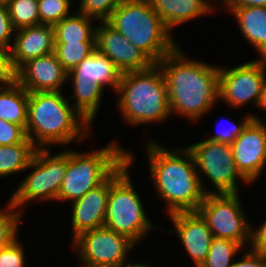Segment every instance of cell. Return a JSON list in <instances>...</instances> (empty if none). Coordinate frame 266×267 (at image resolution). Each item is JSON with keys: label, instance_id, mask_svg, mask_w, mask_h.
<instances>
[{"label": "cell", "instance_id": "cell-1", "mask_svg": "<svg viewBox=\"0 0 266 267\" xmlns=\"http://www.w3.org/2000/svg\"><path fill=\"white\" fill-rule=\"evenodd\" d=\"M178 46L158 62L168 90L170 113L197 121L219 99V66L193 60Z\"/></svg>", "mask_w": 266, "mask_h": 267}, {"label": "cell", "instance_id": "cell-2", "mask_svg": "<svg viewBox=\"0 0 266 267\" xmlns=\"http://www.w3.org/2000/svg\"><path fill=\"white\" fill-rule=\"evenodd\" d=\"M146 152L150 177L154 181L158 195L167 204V214L196 212L206 194L187 147L171 151L151 141L147 143Z\"/></svg>", "mask_w": 266, "mask_h": 267}, {"label": "cell", "instance_id": "cell-3", "mask_svg": "<svg viewBox=\"0 0 266 267\" xmlns=\"http://www.w3.org/2000/svg\"><path fill=\"white\" fill-rule=\"evenodd\" d=\"M90 126L61 91L29 93L25 130L36 148L83 140Z\"/></svg>", "mask_w": 266, "mask_h": 267}, {"label": "cell", "instance_id": "cell-4", "mask_svg": "<svg viewBox=\"0 0 266 267\" xmlns=\"http://www.w3.org/2000/svg\"><path fill=\"white\" fill-rule=\"evenodd\" d=\"M118 109L129 124L162 122L170 113L164 73L158 63L149 69L122 73L116 91Z\"/></svg>", "mask_w": 266, "mask_h": 267}, {"label": "cell", "instance_id": "cell-5", "mask_svg": "<svg viewBox=\"0 0 266 267\" xmlns=\"http://www.w3.org/2000/svg\"><path fill=\"white\" fill-rule=\"evenodd\" d=\"M106 22L154 63L179 46L149 0H125Z\"/></svg>", "mask_w": 266, "mask_h": 267}, {"label": "cell", "instance_id": "cell-6", "mask_svg": "<svg viewBox=\"0 0 266 267\" xmlns=\"http://www.w3.org/2000/svg\"><path fill=\"white\" fill-rule=\"evenodd\" d=\"M132 162V153L127 152V159L110 175L104 226L137 244L151 228L157 226L148 219L141 196L134 189L129 175Z\"/></svg>", "mask_w": 266, "mask_h": 267}, {"label": "cell", "instance_id": "cell-7", "mask_svg": "<svg viewBox=\"0 0 266 267\" xmlns=\"http://www.w3.org/2000/svg\"><path fill=\"white\" fill-rule=\"evenodd\" d=\"M111 142L91 152L68 150L67 170L58 194L59 201H74L102 184L126 159L128 150Z\"/></svg>", "mask_w": 266, "mask_h": 267}, {"label": "cell", "instance_id": "cell-8", "mask_svg": "<svg viewBox=\"0 0 266 267\" xmlns=\"http://www.w3.org/2000/svg\"><path fill=\"white\" fill-rule=\"evenodd\" d=\"M68 150L50 155L47 148H37L27 168H34L19 184L10 201L22 211L32 200H55L67 170Z\"/></svg>", "mask_w": 266, "mask_h": 267}, {"label": "cell", "instance_id": "cell-9", "mask_svg": "<svg viewBox=\"0 0 266 267\" xmlns=\"http://www.w3.org/2000/svg\"><path fill=\"white\" fill-rule=\"evenodd\" d=\"M187 149L194 159L205 194H236L239 192L238 179L249 184L236 168L230 144L203 140L191 144ZM200 171L204 174L203 176L210 179L218 192L205 189L204 181L200 178L202 176Z\"/></svg>", "mask_w": 266, "mask_h": 267}, {"label": "cell", "instance_id": "cell-10", "mask_svg": "<svg viewBox=\"0 0 266 267\" xmlns=\"http://www.w3.org/2000/svg\"><path fill=\"white\" fill-rule=\"evenodd\" d=\"M241 207L238 193L206 194L196 212L213 237L229 239L245 247L250 244L252 225Z\"/></svg>", "mask_w": 266, "mask_h": 267}, {"label": "cell", "instance_id": "cell-11", "mask_svg": "<svg viewBox=\"0 0 266 267\" xmlns=\"http://www.w3.org/2000/svg\"><path fill=\"white\" fill-rule=\"evenodd\" d=\"M73 244L83 262L82 267H119L135 246L126 236L105 226L80 233Z\"/></svg>", "mask_w": 266, "mask_h": 267}, {"label": "cell", "instance_id": "cell-12", "mask_svg": "<svg viewBox=\"0 0 266 267\" xmlns=\"http://www.w3.org/2000/svg\"><path fill=\"white\" fill-rule=\"evenodd\" d=\"M266 60L256 59L234 68H219V100L231 107L257 106L266 82Z\"/></svg>", "mask_w": 266, "mask_h": 267}, {"label": "cell", "instance_id": "cell-13", "mask_svg": "<svg viewBox=\"0 0 266 267\" xmlns=\"http://www.w3.org/2000/svg\"><path fill=\"white\" fill-rule=\"evenodd\" d=\"M251 116L252 120L231 144L236 168L249 183L257 180L266 167V122Z\"/></svg>", "mask_w": 266, "mask_h": 267}, {"label": "cell", "instance_id": "cell-14", "mask_svg": "<svg viewBox=\"0 0 266 267\" xmlns=\"http://www.w3.org/2000/svg\"><path fill=\"white\" fill-rule=\"evenodd\" d=\"M96 29V50L107 56L122 72L149 69L154 62L106 21Z\"/></svg>", "mask_w": 266, "mask_h": 267}, {"label": "cell", "instance_id": "cell-15", "mask_svg": "<svg viewBox=\"0 0 266 267\" xmlns=\"http://www.w3.org/2000/svg\"><path fill=\"white\" fill-rule=\"evenodd\" d=\"M67 76L54 52L27 61L15 72V80L29 93L60 92Z\"/></svg>", "mask_w": 266, "mask_h": 267}, {"label": "cell", "instance_id": "cell-16", "mask_svg": "<svg viewBox=\"0 0 266 267\" xmlns=\"http://www.w3.org/2000/svg\"><path fill=\"white\" fill-rule=\"evenodd\" d=\"M10 53V64L16 72L27 61L54 52V27L36 25L16 30Z\"/></svg>", "mask_w": 266, "mask_h": 267}, {"label": "cell", "instance_id": "cell-17", "mask_svg": "<svg viewBox=\"0 0 266 267\" xmlns=\"http://www.w3.org/2000/svg\"><path fill=\"white\" fill-rule=\"evenodd\" d=\"M168 216L176 229L174 232L182 241L195 267H200L208 255L213 240L208 225L197 212H176Z\"/></svg>", "mask_w": 266, "mask_h": 267}, {"label": "cell", "instance_id": "cell-18", "mask_svg": "<svg viewBox=\"0 0 266 267\" xmlns=\"http://www.w3.org/2000/svg\"><path fill=\"white\" fill-rule=\"evenodd\" d=\"M109 193L110 176L102 184L71 202L73 239L84 231L104 227Z\"/></svg>", "mask_w": 266, "mask_h": 267}, {"label": "cell", "instance_id": "cell-19", "mask_svg": "<svg viewBox=\"0 0 266 267\" xmlns=\"http://www.w3.org/2000/svg\"><path fill=\"white\" fill-rule=\"evenodd\" d=\"M122 72L105 55L95 50L80 64L68 72L67 78L73 84H99L103 88L109 85L115 92L120 84Z\"/></svg>", "mask_w": 266, "mask_h": 267}, {"label": "cell", "instance_id": "cell-20", "mask_svg": "<svg viewBox=\"0 0 266 267\" xmlns=\"http://www.w3.org/2000/svg\"><path fill=\"white\" fill-rule=\"evenodd\" d=\"M152 8L171 31L184 22L213 12L215 5L206 0H149Z\"/></svg>", "mask_w": 266, "mask_h": 267}, {"label": "cell", "instance_id": "cell-21", "mask_svg": "<svg viewBox=\"0 0 266 267\" xmlns=\"http://www.w3.org/2000/svg\"><path fill=\"white\" fill-rule=\"evenodd\" d=\"M237 19L239 29L246 40L256 48L260 57L266 60V7H228Z\"/></svg>", "mask_w": 266, "mask_h": 267}, {"label": "cell", "instance_id": "cell-22", "mask_svg": "<svg viewBox=\"0 0 266 267\" xmlns=\"http://www.w3.org/2000/svg\"><path fill=\"white\" fill-rule=\"evenodd\" d=\"M29 92L16 80L0 85V119L26 129Z\"/></svg>", "mask_w": 266, "mask_h": 267}, {"label": "cell", "instance_id": "cell-23", "mask_svg": "<svg viewBox=\"0 0 266 267\" xmlns=\"http://www.w3.org/2000/svg\"><path fill=\"white\" fill-rule=\"evenodd\" d=\"M96 20L81 13L70 15L55 24V43L68 42H95L96 29L92 27V21Z\"/></svg>", "mask_w": 266, "mask_h": 267}, {"label": "cell", "instance_id": "cell-24", "mask_svg": "<svg viewBox=\"0 0 266 267\" xmlns=\"http://www.w3.org/2000/svg\"><path fill=\"white\" fill-rule=\"evenodd\" d=\"M36 149L29 138L19 144L0 145V177L28 169Z\"/></svg>", "mask_w": 266, "mask_h": 267}, {"label": "cell", "instance_id": "cell-25", "mask_svg": "<svg viewBox=\"0 0 266 267\" xmlns=\"http://www.w3.org/2000/svg\"><path fill=\"white\" fill-rule=\"evenodd\" d=\"M73 94L70 99H75L71 104L81 116L91 125L98 112L104 88L99 84H73Z\"/></svg>", "mask_w": 266, "mask_h": 267}, {"label": "cell", "instance_id": "cell-26", "mask_svg": "<svg viewBox=\"0 0 266 267\" xmlns=\"http://www.w3.org/2000/svg\"><path fill=\"white\" fill-rule=\"evenodd\" d=\"M96 50L95 42L55 43L54 53L69 72Z\"/></svg>", "mask_w": 266, "mask_h": 267}, {"label": "cell", "instance_id": "cell-27", "mask_svg": "<svg viewBox=\"0 0 266 267\" xmlns=\"http://www.w3.org/2000/svg\"><path fill=\"white\" fill-rule=\"evenodd\" d=\"M243 248L232 240L213 237L208 255L200 267H231L235 254Z\"/></svg>", "mask_w": 266, "mask_h": 267}, {"label": "cell", "instance_id": "cell-28", "mask_svg": "<svg viewBox=\"0 0 266 267\" xmlns=\"http://www.w3.org/2000/svg\"><path fill=\"white\" fill-rule=\"evenodd\" d=\"M7 6L11 21L16 30L40 25L38 0H12Z\"/></svg>", "mask_w": 266, "mask_h": 267}, {"label": "cell", "instance_id": "cell-29", "mask_svg": "<svg viewBox=\"0 0 266 267\" xmlns=\"http://www.w3.org/2000/svg\"><path fill=\"white\" fill-rule=\"evenodd\" d=\"M20 211L10 200L7 209L0 208V251L17 240L18 224L21 221Z\"/></svg>", "mask_w": 266, "mask_h": 267}, {"label": "cell", "instance_id": "cell-30", "mask_svg": "<svg viewBox=\"0 0 266 267\" xmlns=\"http://www.w3.org/2000/svg\"><path fill=\"white\" fill-rule=\"evenodd\" d=\"M71 0H38L40 24L54 26L70 16Z\"/></svg>", "mask_w": 266, "mask_h": 267}, {"label": "cell", "instance_id": "cell-31", "mask_svg": "<svg viewBox=\"0 0 266 267\" xmlns=\"http://www.w3.org/2000/svg\"><path fill=\"white\" fill-rule=\"evenodd\" d=\"M125 0H81L79 13L101 22L107 21L112 12Z\"/></svg>", "mask_w": 266, "mask_h": 267}, {"label": "cell", "instance_id": "cell-32", "mask_svg": "<svg viewBox=\"0 0 266 267\" xmlns=\"http://www.w3.org/2000/svg\"><path fill=\"white\" fill-rule=\"evenodd\" d=\"M26 139V130L21 125L0 119V145L19 144Z\"/></svg>", "mask_w": 266, "mask_h": 267}, {"label": "cell", "instance_id": "cell-33", "mask_svg": "<svg viewBox=\"0 0 266 267\" xmlns=\"http://www.w3.org/2000/svg\"><path fill=\"white\" fill-rule=\"evenodd\" d=\"M15 240L11 245L0 251V267H24L25 256L23 245ZM21 244V245H20Z\"/></svg>", "mask_w": 266, "mask_h": 267}, {"label": "cell", "instance_id": "cell-34", "mask_svg": "<svg viewBox=\"0 0 266 267\" xmlns=\"http://www.w3.org/2000/svg\"><path fill=\"white\" fill-rule=\"evenodd\" d=\"M16 29L11 21L7 4L0 3V46L10 51L12 45L10 42L14 40L11 38L15 35ZM13 33V34H12ZM12 40V41H11Z\"/></svg>", "mask_w": 266, "mask_h": 267}, {"label": "cell", "instance_id": "cell-35", "mask_svg": "<svg viewBox=\"0 0 266 267\" xmlns=\"http://www.w3.org/2000/svg\"><path fill=\"white\" fill-rule=\"evenodd\" d=\"M252 120V116L246 115L242 122L239 124L233 123L232 126L229 127V129H224L221 132H219L216 135H213L212 137L206 139L212 142H218V143H225V144H232L234 139L237 138L243 131V129L247 126V124ZM231 123V122H229ZM232 124V123H231Z\"/></svg>", "mask_w": 266, "mask_h": 267}, {"label": "cell", "instance_id": "cell-36", "mask_svg": "<svg viewBox=\"0 0 266 267\" xmlns=\"http://www.w3.org/2000/svg\"><path fill=\"white\" fill-rule=\"evenodd\" d=\"M15 80V72L11 68L9 50L0 46V85Z\"/></svg>", "mask_w": 266, "mask_h": 267}, {"label": "cell", "instance_id": "cell-37", "mask_svg": "<svg viewBox=\"0 0 266 267\" xmlns=\"http://www.w3.org/2000/svg\"><path fill=\"white\" fill-rule=\"evenodd\" d=\"M250 249L266 255V220L256 230L251 227Z\"/></svg>", "mask_w": 266, "mask_h": 267}, {"label": "cell", "instance_id": "cell-38", "mask_svg": "<svg viewBox=\"0 0 266 267\" xmlns=\"http://www.w3.org/2000/svg\"><path fill=\"white\" fill-rule=\"evenodd\" d=\"M246 251L241 259L233 261L231 267H266V255L256 253L251 249Z\"/></svg>", "mask_w": 266, "mask_h": 267}, {"label": "cell", "instance_id": "cell-39", "mask_svg": "<svg viewBox=\"0 0 266 267\" xmlns=\"http://www.w3.org/2000/svg\"><path fill=\"white\" fill-rule=\"evenodd\" d=\"M223 4L224 6L226 5V7H249V6L266 7V0H223Z\"/></svg>", "mask_w": 266, "mask_h": 267}, {"label": "cell", "instance_id": "cell-40", "mask_svg": "<svg viewBox=\"0 0 266 267\" xmlns=\"http://www.w3.org/2000/svg\"><path fill=\"white\" fill-rule=\"evenodd\" d=\"M257 108L260 107L261 110H266V82L263 86V90H262V93L260 95V98H259V101H258V104L256 106Z\"/></svg>", "mask_w": 266, "mask_h": 267}, {"label": "cell", "instance_id": "cell-41", "mask_svg": "<svg viewBox=\"0 0 266 267\" xmlns=\"http://www.w3.org/2000/svg\"><path fill=\"white\" fill-rule=\"evenodd\" d=\"M127 261H125V262H123L119 267H152L151 265L149 266V265H146V264H133V263H127L126 265H125V263H126Z\"/></svg>", "mask_w": 266, "mask_h": 267}, {"label": "cell", "instance_id": "cell-42", "mask_svg": "<svg viewBox=\"0 0 266 267\" xmlns=\"http://www.w3.org/2000/svg\"><path fill=\"white\" fill-rule=\"evenodd\" d=\"M12 0H0V3L2 4H8L9 2H11Z\"/></svg>", "mask_w": 266, "mask_h": 267}]
</instances>
